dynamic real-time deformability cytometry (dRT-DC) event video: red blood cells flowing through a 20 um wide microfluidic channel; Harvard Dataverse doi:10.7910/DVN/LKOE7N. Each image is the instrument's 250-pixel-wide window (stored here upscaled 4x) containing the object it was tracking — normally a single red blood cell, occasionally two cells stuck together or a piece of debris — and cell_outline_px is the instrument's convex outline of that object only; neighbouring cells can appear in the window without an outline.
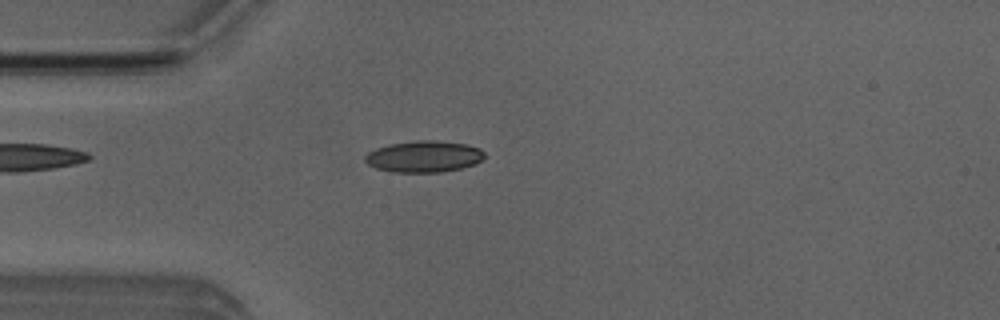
{"species": "Egyptian fruit bat (a non-hibernating species)", "species_latin": "Rousettus aegyptiacus", "temperature_condition": "room temperature", "stored_images_in_passage": 48, "camera_frame_rate_fps": 3000, "um_per_image_px": 0.085, "animal": {"sex": "male"}, "frame": {"image": 1, "passage_image": 11, "time_ms": 3.333, "image_size_px": [1000, 320], "cell_outline_px": [[484, 156], [476, 164], [460, 168], [440, 172], [392, 172], [376, 168], [368, 164], [364, 160], [364, 156], [368, 152], [376, 148], [388, 144], [416, 140], [436, 140], [468, 144], [480, 148], [484, 152]], "centroid_in_image_um": [36.02, 13.29], "position_along_channel_um": 49.0, "area_um2": 22.02}}
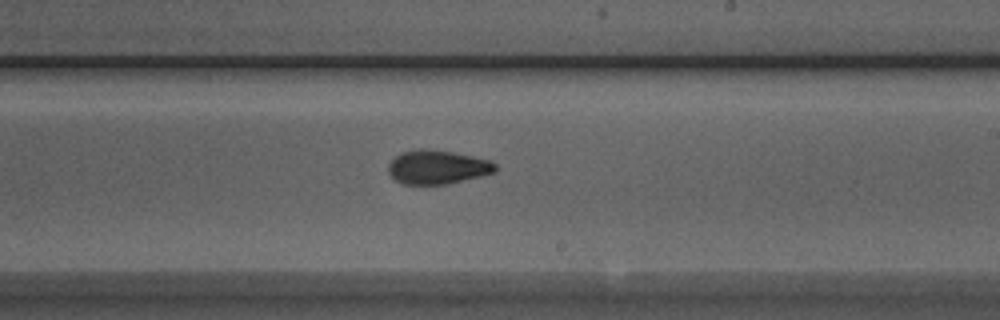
{"frame": {"image": 2, "passage_image": 27, "time_ms": 8.667, "image_size_px": [1000, 320], "cell_outline_px": [[496, 172], [448, 184], [404, 184], [396, 180], [388, 172], [388, 164], [396, 156], [404, 152], [416, 148], [424, 148], [448, 152], [488, 160], [496, 164]], "centroid_in_image_um": [37.15, 14.21], "position_along_channel_um": 251.9, "area_um2": 20.75}}
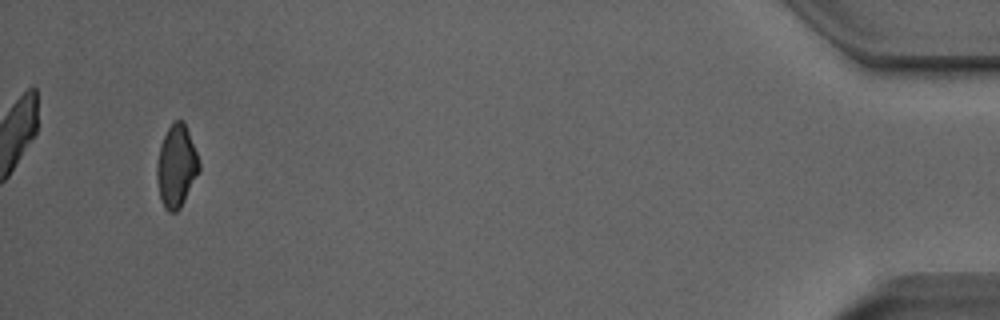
{"frame": {"image": 3, "passage_image": 46, "time_ms": 15.0, "image_size_px": [1000, 320], "cell_outline_px": [[200, 168], [180, 208], [176, 212], [168, 212], [164, 208], [160, 200], [156, 180], [156, 164], [160, 144], [168, 128], [176, 120], [184, 120], [200, 160]], "centroid_in_image_um": [14.97, 14.12], "position_along_channel_um": 420.2, "area_um2": 20.35}, "authors_computed_cell_mechanics": {"area_um2": 20.7791, "velocity_mm_per_s": 3.9931, "shape_relaxation_time_tau1_ms": 10.0696, "shape_relaxation_time_tau2_ms": 1.7579, "deformation_change_tau1": 0.1749, "deformation_change_tau2": 0.0726}}